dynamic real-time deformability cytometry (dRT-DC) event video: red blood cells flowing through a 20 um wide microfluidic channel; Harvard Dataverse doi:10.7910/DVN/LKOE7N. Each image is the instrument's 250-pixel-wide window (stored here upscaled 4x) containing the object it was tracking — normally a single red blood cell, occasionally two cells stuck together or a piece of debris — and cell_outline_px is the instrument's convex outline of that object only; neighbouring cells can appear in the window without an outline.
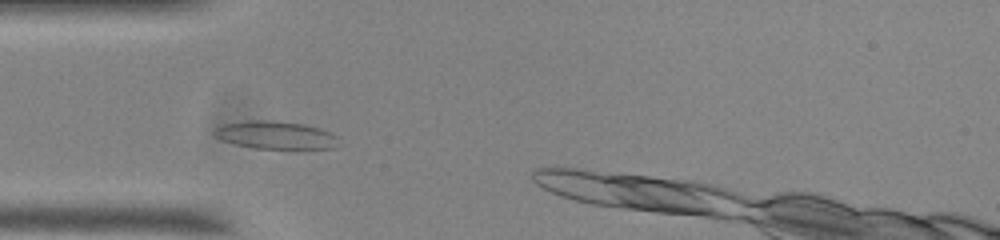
{"species": "common noctule bat (a hibernating species)", "species_latin": "Nyctalus noctula", "temperature_condition": "room temperature", "stored_images_in_passage": 15, "camera_frame_rate_fps": 3000, "um_per_image_px": 0.085, "animal": {"sex": "male", "body_mass_g": 20.0, "forearm_length_mm": 53.3}, "frame": {"image": 1, "passage_image": 1, "time_ms": 0.0, "image_size_px": [1000, 240], "cell_outline_px": [[336, 136], [332, 148], [296, 152], [256, 148], [236, 144], [224, 140], [216, 136], [212, 132], [220, 124], [248, 120], [272, 120], [304, 124], [320, 128]], "centroid_in_image_um": [23.43, 11.52], "position_along_channel_um": 61.6, "area_um2": 20.81}}
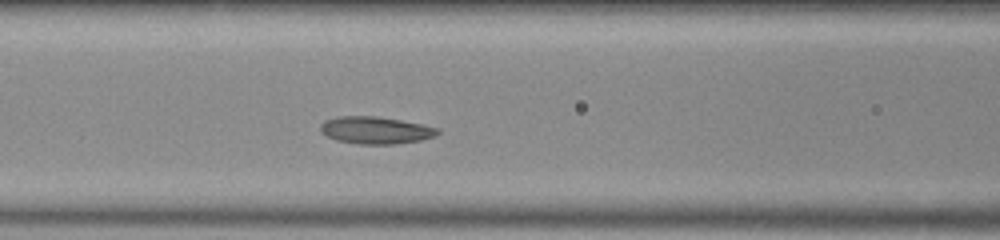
{"frame": {"image": 2, "passage_image": 7, "time_ms": 2.0, "image_size_px": [1000, 240], "cell_outline_px": [[440, 132], [436, 136], [420, 140], [396, 144], [360, 144], [336, 140], [320, 132], [320, 124], [324, 120], [336, 116], [376, 116], [400, 120], [440, 128]], "centroid_in_image_um": [31.91, 11.06], "position_along_channel_um": 134.7, "area_um2": 18.67}}
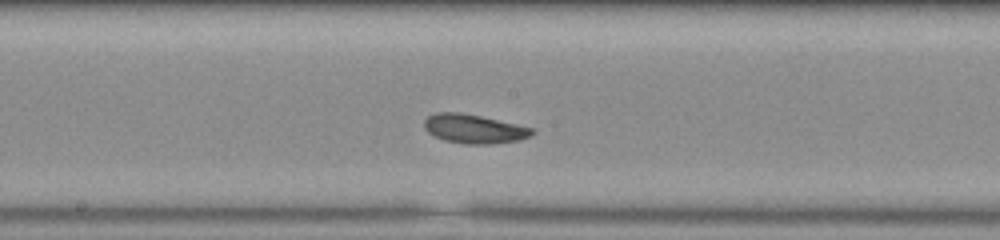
{"frame": {"image": 3, "passage_image": 13, "time_ms": 4.0, "image_size_px": [1000, 240], "cell_outline_px": [[536, 132], [532, 136], [520, 140], [492, 144], [468, 144], [444, 140], [428, 132], [424, 128], [424, 120], [428, 116], [436, 112], [460, 112], [480, 116], [516, 124], [532, 128]], "centroid_in_image_um": [40.31, 10.95], "position_along_channel_um": 207.9, "area_um2": 18.21}}